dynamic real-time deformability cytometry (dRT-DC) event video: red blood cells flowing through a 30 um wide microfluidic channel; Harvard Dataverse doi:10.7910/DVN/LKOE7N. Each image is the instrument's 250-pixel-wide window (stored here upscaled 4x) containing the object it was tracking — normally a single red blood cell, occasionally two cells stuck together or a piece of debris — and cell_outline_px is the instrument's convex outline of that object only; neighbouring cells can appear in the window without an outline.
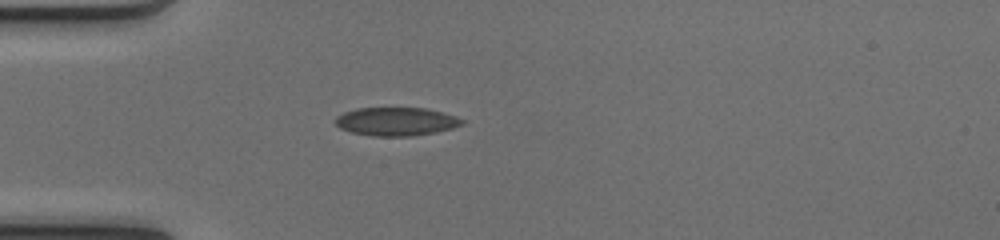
{"species": "common noctule bat (a hibernating species)", "species_latin": "Nyctalus noctula", "temperature_condition": "cold", "stored_images_in_passage": 36, "camera_frame_rate_fps": 3000, "um_per_image_px": 0.085, "animal": {"sex": "female", "body_mass_g": 17.0, "forearm_length_mm": 48.0}, "frame": {"image": 1, "passage_image": 1, "time_ms": 0.0, "image_size_px": [1000, 240], "cell_outline_px": [[464, 124], [452, 128], [436, 132], [412, 136], [372, 136], [352, 132], [340, 128], [336, 124], [336, 116], [344, 112], [356, 108], [428, 108], [444, 112], [456, 116], [464, 120]], "centroid_in_image_um": [33.7, 10.32], "position_along_channel_um": 51.3, "area_um2": 21.04}}
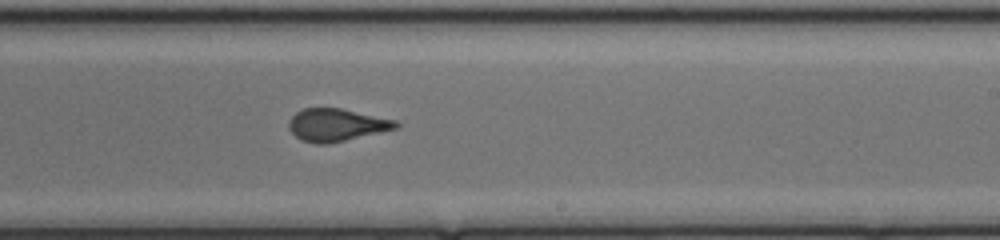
{"frame": {"image": 2, "passage_image": 17, "time_ms": 5.333, "image_size_px": [1000, 240], "cell_outline_px": [[400, 128], [328, 144], [316, 144], [300, 140], [288, 128], [288, 120], [296, 112], [304, 108], [340, 108], [396, 120], [400, 124]], "centroid_in_image_um": [28.6, 10.62], "position_along_channel_um": 260.4, "area_um2": 20.46}}
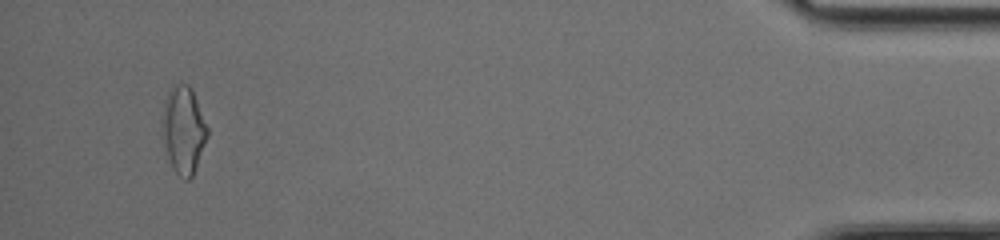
{"frame": {"image": 3, "passage_image": 34, "time_ms": 11.0, "image_size_px": [1000, 240], "cell_outline_px": [[208, 136], [196, 168], [192, 176], [188, 180], [184, 180], [172, 168], [168, 156], [164, 140], [164, 104], [168, 92], [172, 84], [188, 84], [192, 88], [208, 128]], "centroid_in_image_um": [15.63, 11.04], "position_along_channel_um": 419.6, "area_um2": 22.48}, "authors_computed_cell_mechanics": {"area_um2": 20.808, "velocity_mm_per_s": 4.1326, "shape_relaxation_time_tau1_ms": 7.3157, "shape_relaxation_time_tau2_ms": 0.9306, "deformation_change_tau1": 0.195, "deformation_change_tau2": 0.0598}}